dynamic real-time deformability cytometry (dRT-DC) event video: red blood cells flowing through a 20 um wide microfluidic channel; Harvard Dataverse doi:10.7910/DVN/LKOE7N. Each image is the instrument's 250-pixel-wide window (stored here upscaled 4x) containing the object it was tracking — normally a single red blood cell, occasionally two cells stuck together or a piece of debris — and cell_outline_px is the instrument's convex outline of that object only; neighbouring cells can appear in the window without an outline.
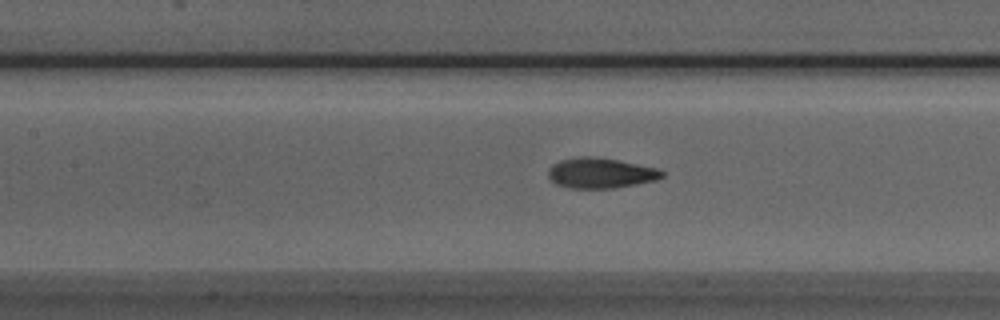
{"species": "Egyptian fruit bat (a non-hibernating species)", "species_latin": "Rousettus aegyptiacus", "temperature_condition": "room temperature", "stored_images_in_passage": 28, "camera_frame_rate_fps": 3000, "um_per_image_px": 0.085, "animal": {"sex": "male"}, "frame": {"image": 1, "passage_image": 9, "time_ms": 2.667, "image_size_px": [1000, 320], "cell_outline_px": [[664, 176], [656, 180], [636, 184], [612, 188], [568, 188], [556, 184], [548, 176], [548, 168], [552, 164], [560, 160], [580, 156], [588, 156], [616, 160], [656, 168], [664, 172]], "centroid_in_image_um": [51.01, 14.71], "position_along_channel_um": 156.4, "area_um2": 19.94}}
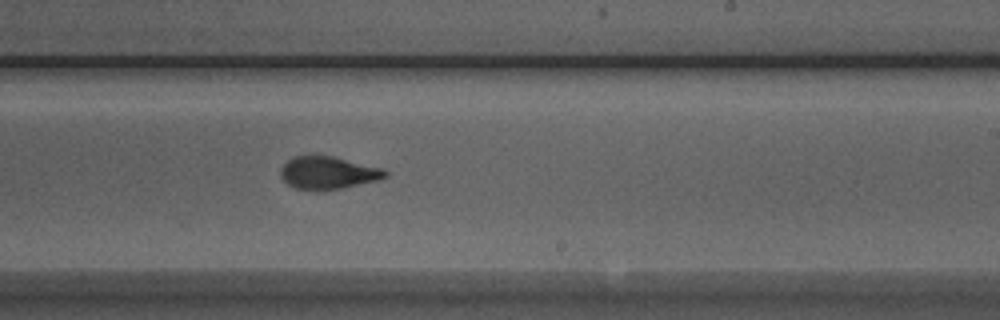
{"frame": {"image": 2, "passage_image": 17, "time_ms": 5.333, "image_size_px": [1000, 320], "cell_outline_px": [[388, 176], [380, 180], [340, 188], [316, 192], [296, 188], [288, 184], [280, 176], [280, 172], [284, 164], [288, 160], [296, 156], [332, 156], [384, 168], [388, 172]], "centroid_in_image_um": [27.91, 14.71], "position_along_channel_um": 261.1, "area_um2": 20.0}}
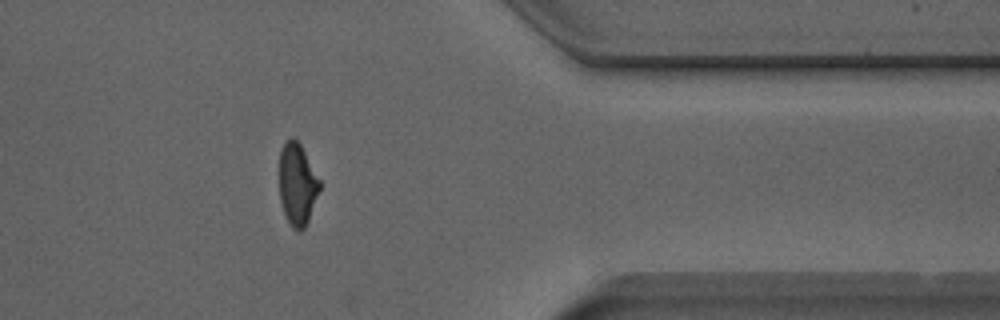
{"frame": {"image": 3, "passage_image": 28, "time_ms": 9.0, "image_size_px": [1000, 320], "cell_outline_px": [[320, 188], [308, 220], [304, 228], [292, 228], [284, 216], [280, 200], [280, 152], [284, 144], [292, 136], [300, 144], [320, 180]], "centroid_in_image_um": [25.26, 15.66], "position_along_channel_um": 386.1, "area_um2": 18.9}, "authors_computed_cell_mechanics": {"area_um2": 19.941, "velocity_mm_per_s": 3.9369, "shape_relaxation_time_tau1_ms": 5.6621, "shape_relaxation_time_tau2_ms": 1.3067, "deformation_change_tau1": 0.1899, "deformation_change_tau2": 0.0759}}